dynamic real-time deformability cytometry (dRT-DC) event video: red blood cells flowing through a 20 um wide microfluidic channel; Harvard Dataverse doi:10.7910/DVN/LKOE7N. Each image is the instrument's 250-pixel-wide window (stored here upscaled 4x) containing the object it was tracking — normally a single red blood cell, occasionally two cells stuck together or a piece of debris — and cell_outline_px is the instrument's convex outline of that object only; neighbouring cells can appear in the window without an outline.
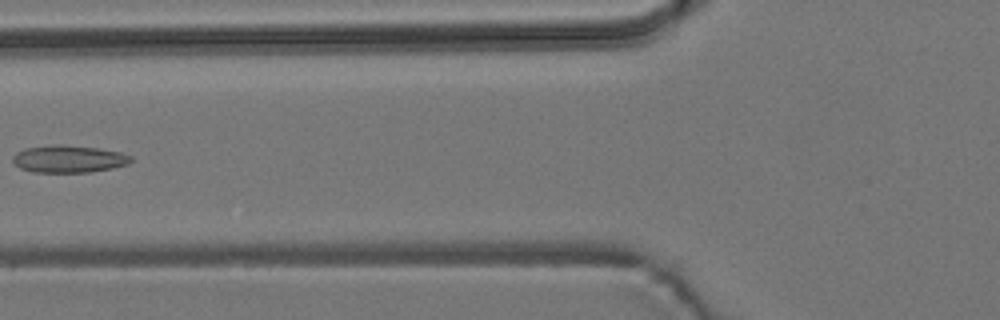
{"species": "common noctule bat (a hibernating species)", "species_latin": "Nyctalus noctula", "temperature_condition": "room temperature", "stored_images_in_passage": 5, "camera_frame_rate_fps": 3000, "um_per_image_px": 0.085, "animal": {"sex": "male", "body_mass_g": 19.2, "forearm_length_mm": 51.8}, "frame": {"image": 1, "passage_image": 4, "time_ms": 3.667, "image_size_px": [1000, 320], "cell_outline_px": [[132, 160], [128, 164], [112, 168], [88, 172], [32, 172], [20, 168], [12, 160], [12, 156], [16, 152], [24, 148], [56, 144], [60, 144], [96, 148], [120, 152], [132, 156]], "centroid_in_image_um": [5.82, 13.51], "position_along_channel_um": 120.0, "area_um2": 18.79}}
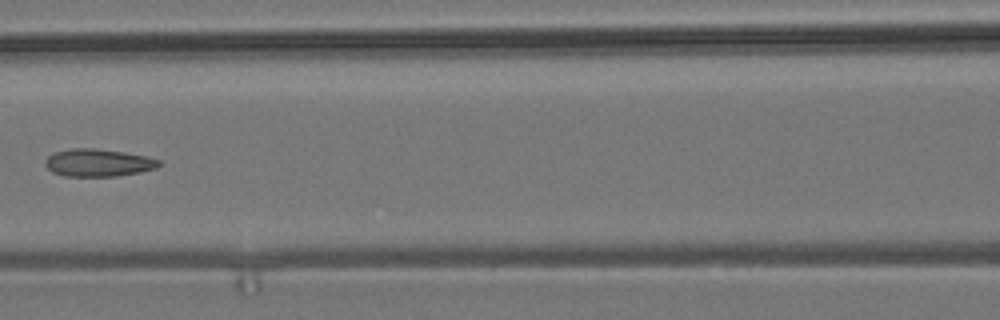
{"frame": {"image": 2, "passage_image": 5, "time_ms": 4.667, "image_size_px": [1000, 320], "cell_outline_px": [[160, 164], [156, 168], [116, 176], [64, 176], [52, 172], [44, 164], [44, 160], [48, 156], [56, 152], [72, 148], [96, 148], [124, 152], [148, 156], [160, 160]], "centroid_in_image_um": [8.32, 13.82], "position_along_channel_um": 158.3, "area_um2": 18.21}}